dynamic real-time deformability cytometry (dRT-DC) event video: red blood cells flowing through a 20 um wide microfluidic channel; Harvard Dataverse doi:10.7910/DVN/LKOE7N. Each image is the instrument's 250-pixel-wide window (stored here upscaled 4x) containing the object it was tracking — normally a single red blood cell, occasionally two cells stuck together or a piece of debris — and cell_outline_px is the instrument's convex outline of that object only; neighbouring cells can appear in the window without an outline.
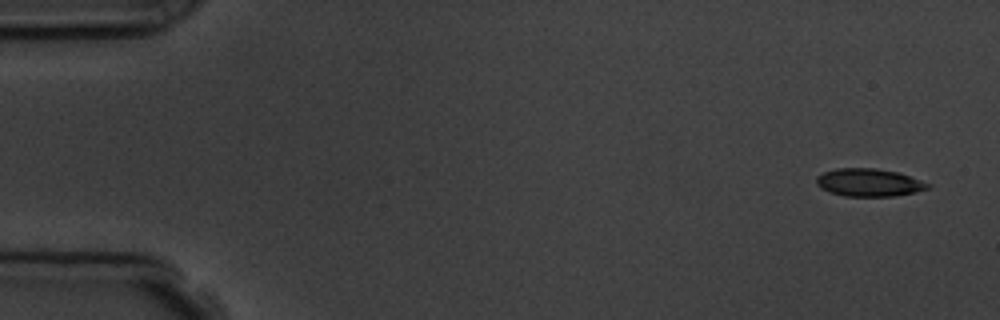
{"species": "common noctule bat (a hibernating species)", "species_latin": "Nyctalus noctula", "temperature_condition": "room temperature", "stored_images_in_passage": 4, "camera_frame_rate_fps": 3000, "um_per_image_px": 0.085, "animal": {"sex": "male", "body_mass_g": 19.5, "forearm_length_mm": 54.6}, "frame": {"image": 1, "passage_image": 1, "time_ms": 0.0, "image_size_px": [1000, 320], "cell_outline_px": [[932, 184], [928, 188], [916, 192], [896, 196], [844, 196], [828, 192], [820, 188], [816, 184], [816, 176], [824, 172], [836, 168], [876, 168], [896, 172]], "centroid_in_image_um": [73.82, 15.52], "position_along_channel_um": 11.2, "area_um2": 18.09}}
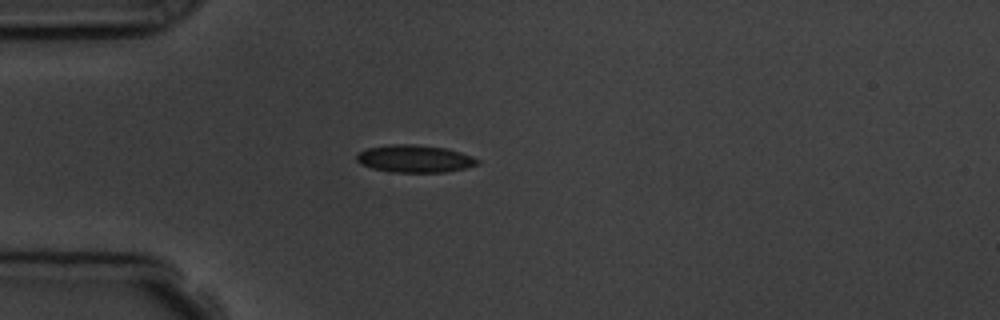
{"frame": {"image": 2, "passage_image": 4, "time_ms": 4.0, "image_size_px": [1000, 320], "cell_outline_px": [[480, 164], [464, 168], [444, 172], [388, 172], [372, 168], [360, 164], [356, 160], [356, 156], [360, 152], [368, 148], [388, 144], [412, 144], [444, 148], [460, 152], [472, 156], [480, 160]], "centroid_in_image_um": [35.24, 13.49], "position_along_channel_um": 49.8, "area_um2": 19.31}}